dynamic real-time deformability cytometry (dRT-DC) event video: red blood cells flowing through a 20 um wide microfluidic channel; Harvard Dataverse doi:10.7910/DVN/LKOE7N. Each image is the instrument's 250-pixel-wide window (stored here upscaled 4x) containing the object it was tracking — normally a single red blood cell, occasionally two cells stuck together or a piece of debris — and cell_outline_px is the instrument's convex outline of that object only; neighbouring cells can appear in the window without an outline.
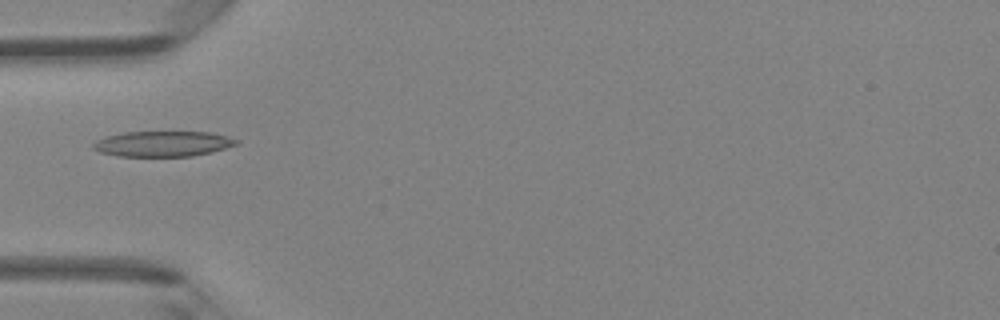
{"species": "Egyptian fruit bat (a non-hibernating species)", "species_latin": "Rousettus aegyptiacus", "temperature_condition": "room temperature", "stored_images_in_passage": 3, "camera_frame_rate_fps": 3000, "um_per_image_px": 0.085, "animal": {"sex": "female"}, "frame": {"image": 1, "passage_image": 2, "time_ms": 0.333, "image_size_px": [1000, 320], "cell_outline_px": [[240, 144], [212, 152], [192, 156], [116, 156], [100, 152], [92, 148], [92, 144], [96, 140], [104, 136], [124, 132], [212, 132], [228, 136], [240, 140]], "centroid_in_image_um": [13.86, 12.22], "position_along_channel_um": 71.1, "area_um2": 21.5}}
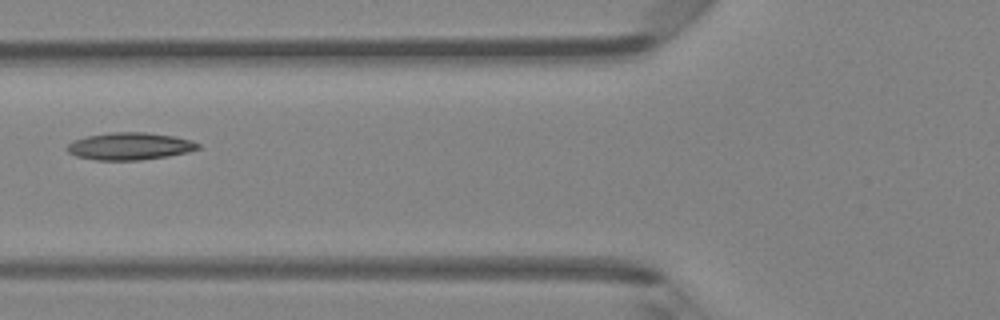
{"frame": {"image": 2, "passage_image": 3, "time_ms": 0.667, "image_size_px": [1000, 320], "cell_outline_px": [[200, 148], [188, 152], [168, 156], [140, 160], [96, 160], [76, 156], [68, 152], [68, 144], [72, 140], [88, 136], [112, 132], [148, 132], [176, 136], [192, 140], [200, 144]], "centroid_in_image_um": [11.07, 12.42], "position_along_channel_um": 114.7, "area_um2": 20.92}}